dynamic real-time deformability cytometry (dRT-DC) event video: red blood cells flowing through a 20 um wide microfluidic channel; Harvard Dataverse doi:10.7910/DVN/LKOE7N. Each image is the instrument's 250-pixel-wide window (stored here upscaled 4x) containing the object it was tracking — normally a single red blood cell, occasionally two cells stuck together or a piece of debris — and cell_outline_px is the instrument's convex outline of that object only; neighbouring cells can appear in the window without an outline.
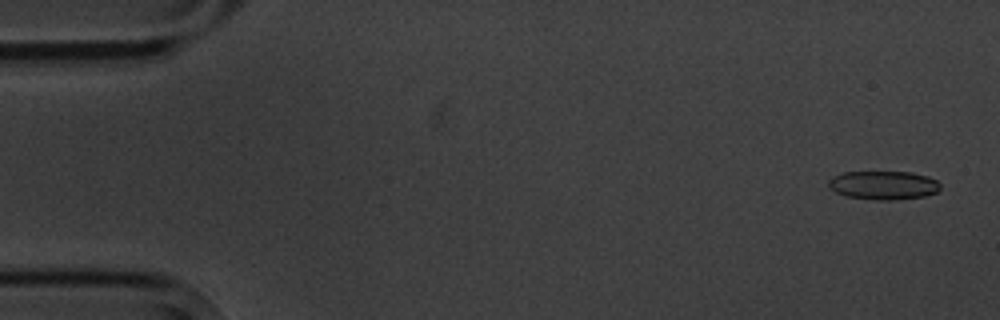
{"species": "common noctule bat (a hibernating species)", "species_latin": "Nyctalus noctula", "temperature_condition": "cold", "stored_images_in_passage": 5, "camera_frame_rate_fps": 3000, "um_per_image_px": 0.085, "animal": {"sex": "male", "body_mass_g": 20.1, "forearm_length_mm": 53.5}, "frame": {"image": 1, "passage_image": 1, "time_ms": 0.0, "image_size_px": [1000, 320], "cell_outline_px": [[940, 188], [936, 192], [924, 196], [892, 200], [876, 200], [844, 196], [828, 188], [828, 180], [832, 176], [844, 172], [912, 172], [928, 176], [936, 180], [940, 184]], "centroid_in_image_um": [75.06, 15.74], "position_along_channel_um": 9.9, "area_um2": 18.79}}
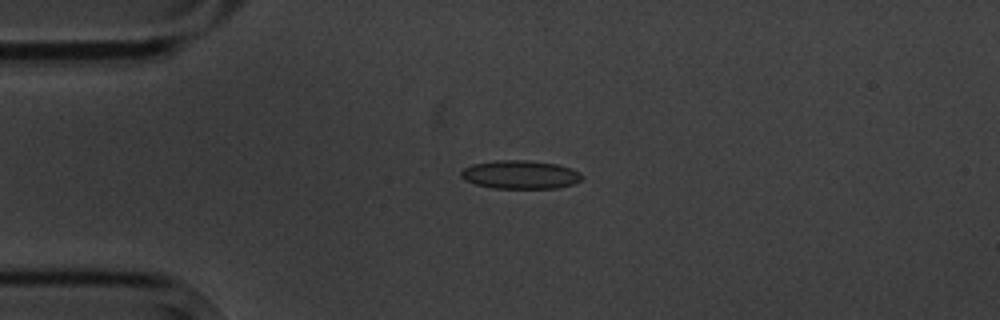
{"frame": {"image": 2, "passage_image": 4, "time_ms": 3.667, "image_size_px": [1000, 320], "cell_outline_px": [[584, 176], [580, 180], [572, 184], [556, 188], [492, 188], [476, 184], [464, 180], [460, 176], [460, 172], [464, 168], [472, 164], [496, 160], [528, 160], [556, 164], [572, 168], [580, 172]], "centroid_in_image_um": [44.21, 14.84], "position_along_channel_um": 40.8, "area_um2": 20.11}}